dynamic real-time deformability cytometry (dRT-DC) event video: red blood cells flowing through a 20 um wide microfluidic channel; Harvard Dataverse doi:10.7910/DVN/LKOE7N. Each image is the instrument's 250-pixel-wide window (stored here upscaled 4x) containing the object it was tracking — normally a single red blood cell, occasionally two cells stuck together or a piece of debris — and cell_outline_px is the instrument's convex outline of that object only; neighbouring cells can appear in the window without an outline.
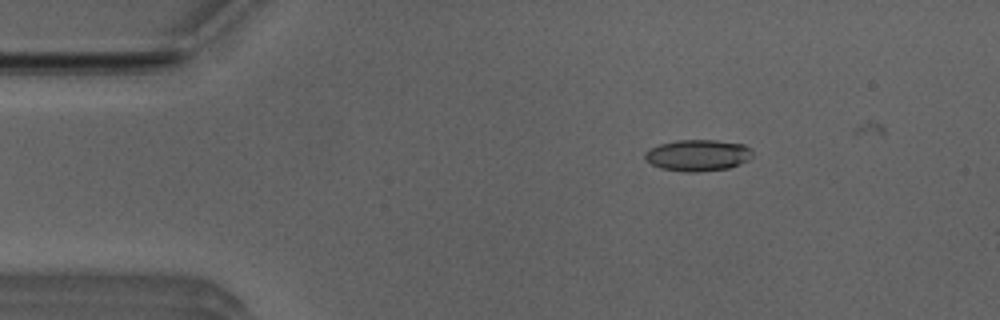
{"species": "Egyptian fruit bat (a non-hibernating species)", "species_latin": "Rousettus aegyptiacus", "temperature_condition": "room temperature", "stored_images_in_passage": 8, "camera_frame_rate_fps": 3000, "um_per_image_px": 0.085, "animal": {"sex": "male"}, "frame": {"image": 1, "passage_image": 2, "time_ms": 0.333, "image_size_px": [1000, 320], "cell_outline_px": [[752, 156], [748, 160], [740, 164], [728, 168], [696, 172], [688, 172], [660, 168], [652, 164], [644, 156], [644, 152], [660, 144], [676, 140], [716, 140], [744, 144], [752, 152]], "centroid_in_image_um": [59.32, 13.19], "position_along_channel_um": 25.7, "area_um2": 19.54}}